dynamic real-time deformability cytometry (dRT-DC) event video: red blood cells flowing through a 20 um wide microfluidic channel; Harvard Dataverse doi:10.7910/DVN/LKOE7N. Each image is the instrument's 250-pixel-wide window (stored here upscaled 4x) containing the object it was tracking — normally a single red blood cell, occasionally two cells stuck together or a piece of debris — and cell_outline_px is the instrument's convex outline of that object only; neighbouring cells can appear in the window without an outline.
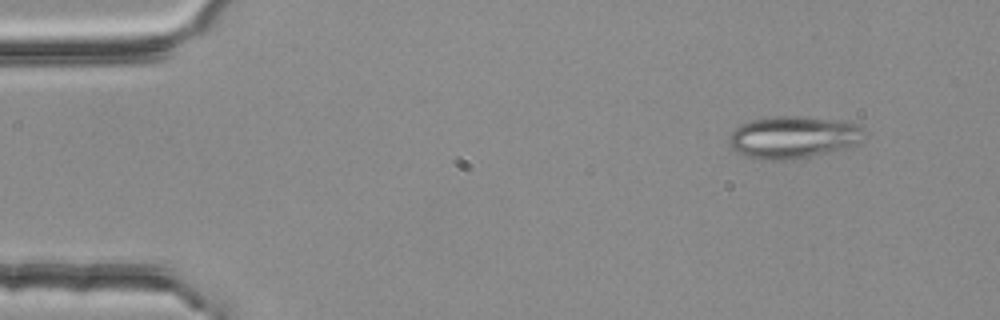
{"species": "common noctule bat (a hibernating species)", "species_latin": "Nyctalus noctula", "temperature_condition": "room temperature", "stored_images_in_passage": 5, "camera_frame_rate_fps": 3000, "um_per_image_px": 0.085, "animal": {"sex": "female", "body_mass_g": 25.1}, "frame": {"image": 1, "passage_image": 2, "time_ms": 0.333, "image_size_px": [1000, 320], "cell_outline_px": [[860, 140], [856, 144], [848, 148], [808, 156], [784, 160], [764, 160], [748, 156], [736, 152], [728, 144], [728, 136], [740, 124], [752, 120], [776, 116], [800, 116], [848, 120], [860, 124]], "centroid_in_image_um": [67.4, 11.64], "position_along_channel_um": 17.6, "area_um2": 33.23}}